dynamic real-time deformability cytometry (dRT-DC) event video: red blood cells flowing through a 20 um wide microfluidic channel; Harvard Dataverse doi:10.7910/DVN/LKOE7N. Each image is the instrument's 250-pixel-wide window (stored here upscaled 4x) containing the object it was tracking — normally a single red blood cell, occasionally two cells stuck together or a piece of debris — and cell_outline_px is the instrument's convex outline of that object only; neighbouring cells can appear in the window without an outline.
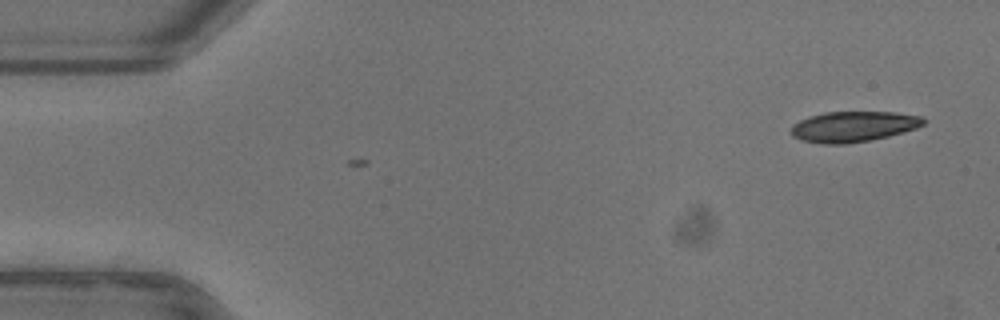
{"species": "common noctule bat (a hibernating species)", "species_latin": "Nyctalus noctula", "temperature_condition": "warm", "stored_images_in_passage": 6, "camera_frame_rate_fps": 3000, "um_per_image_px": 0.085, "animal": {"sex": "female"}, "frame": {"image": 1, "passage_image": 6, "time_ms": 1.667, "image_size_px": [1000, 320], "cell_outline_px": [[924, 124], [916, 128], [888, 136], [868, 140], [844, 144], [824, 144], [804, 140], [792, 136], [792, 124], [808, 116], [824, 112], [892, 112], [924, 116]], "centroid_in_image_um": [72.53, 10.74], "position_along_channel_um": 12.5, "area_um2": 23.41}}